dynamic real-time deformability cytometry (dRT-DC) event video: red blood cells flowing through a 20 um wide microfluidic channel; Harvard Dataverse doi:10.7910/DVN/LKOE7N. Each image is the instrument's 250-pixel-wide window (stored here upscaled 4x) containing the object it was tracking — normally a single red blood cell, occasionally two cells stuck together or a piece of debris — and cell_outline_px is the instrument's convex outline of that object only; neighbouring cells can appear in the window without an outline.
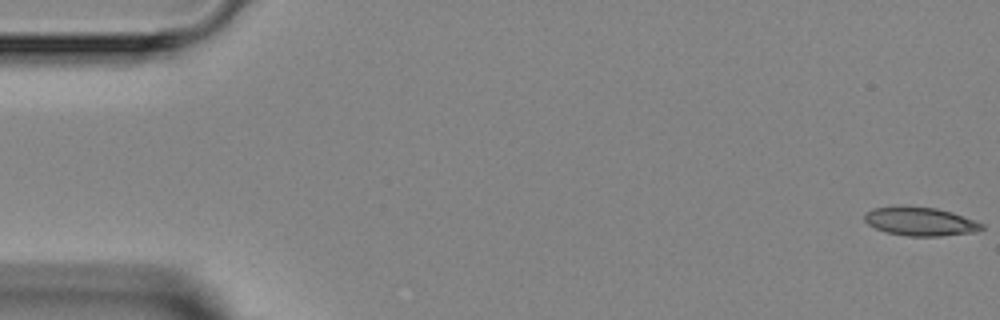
{"species": "Egyptian fruit bat (a non-hibernating species)", "species_latin": "Rousettus aegyptiacus", "temperature_condition": "room temperature", "stored_images_in_passage": 7, "camera_frame_rate_fps": 3000, "um_per_image_px": 0.085, "animal": {"sex": "female"}, "frame": {"image": 1, "passage_image": 1, "time_ms": 0.0, "image_size_px": [1000, 320], "cell_outline_px": [[984, 228], [976, 232], [940, 236], [908, 236], [884, 232], [868, 224], [864, 220], [864, 212], [872, 208], [936, 208], [952, 212], [984, 224]], "centroid_in_image_um": [78.24, 18.86], "position_along_channel_um": 6.8, "area_um2": 19.07}}
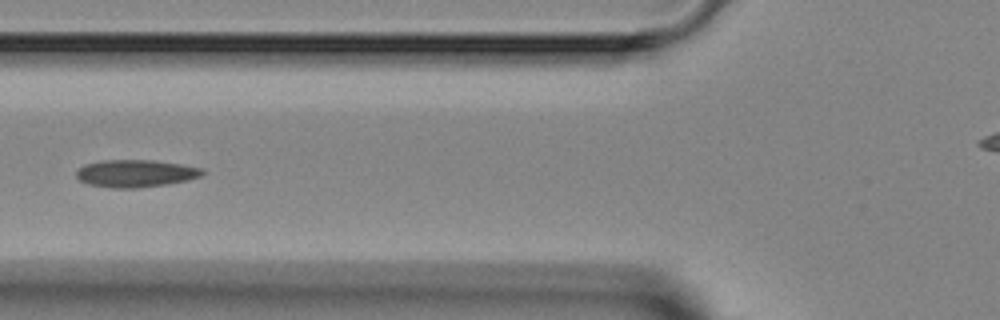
{"frame": {"image": 2, "passage_image": 6, "time_ms": 6.0, "image_size_px": [1000, 320], "cell_outline_px": [[208, 172], [200, 176], [188, 180], [168, 184], [140, 188], [112, 188], [88, 184], [80, 180], [76, 176], [76, 172], [84, 164], [104, 160], [152, 160], [180, 164], [204, 168]], "centroid_in_image_um": [11.57, 14.74], "position_along_channel_um": 114.2, "area_um2": 20.29}}
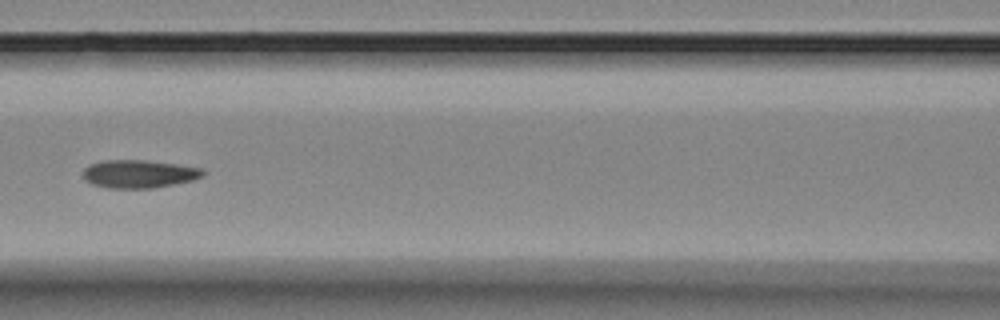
{"frame": {"image": 3, "passage_image": 7, "time_ms": 7.0, "image_size_px": [1000, 320], "cell_outline_px": [[208, 172], [204, 176], [192, 180], [152, 188], [108, 188], [92, 184], [84, 180], [84, 168], [88, 164], [100, 160], [144, 160], [176, 164], [204, 168]], "centroid_in_image_um": [11.82, 14.77], "position_along_channel_um": 154.8, "area_um2": 19.77}}